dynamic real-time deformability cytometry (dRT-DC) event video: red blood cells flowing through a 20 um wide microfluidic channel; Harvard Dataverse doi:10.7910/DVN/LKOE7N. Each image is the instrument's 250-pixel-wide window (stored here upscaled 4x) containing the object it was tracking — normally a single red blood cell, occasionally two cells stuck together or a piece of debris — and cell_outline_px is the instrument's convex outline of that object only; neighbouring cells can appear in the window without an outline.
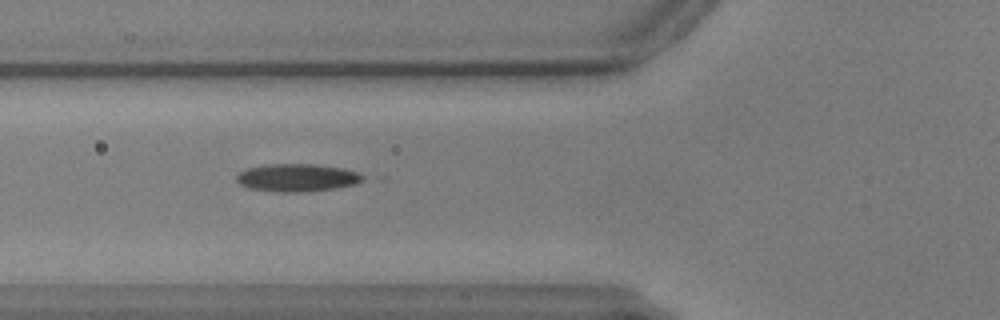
{"species": "common noctule bat (a hibernating species)", "species_latin": "Nyctalus noctula", "temperature_condition": "warm", "stored_images_in_passage": 32, "camera_frame_rate_fps": 3000, "um_per_image_px": 0.085, "animal": {"sex": "male", "body_mass_g": 17.9, "forearm_length_mm": 54.2}, "frame": {"image": 1, "passage_image": 5, "time_ms": 1.333, "image_size_px": [1000, 320], "cell_outline_px": [[368, 176], [364, 180], [356, 184], [308, 192], [280, 192], [248, 188], [240, 184], [236, 180], [236, 176], [244, 168], [264, 164], [316, 164], [344, 168], [360, 172]], "centroid_in_image_um": [25.29, 15.09], "position_along_channel_um": 100.5, "area_um2": 20.81}}
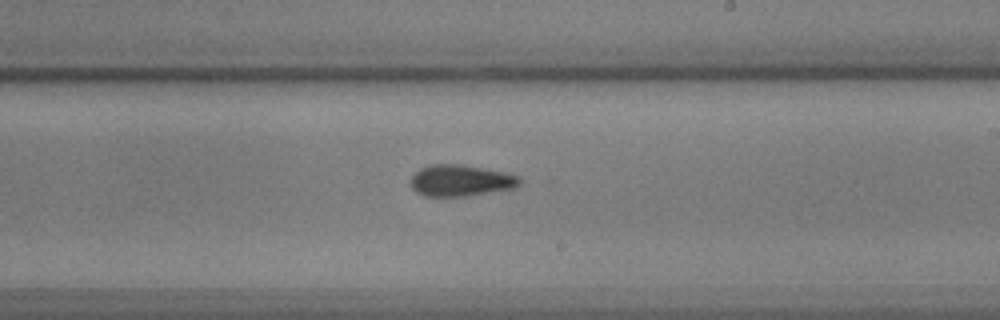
{"frame": {"image": 2, "passage_image": 18, "time_ms": 5.667, "image_size_px": [1000, 320], "cell_outline_px": [[520, 184], [516, 188], [468, 196], [424, 196], [416, 192], [412, 188], [412, 176], [420, 168], [432, 164], [460, 164], [508, 172], [520, 176]], "centroid_in_image_um": [39.21, 15.34], "position_along_channel_um": 249.8, "area_um2": 20.11}}
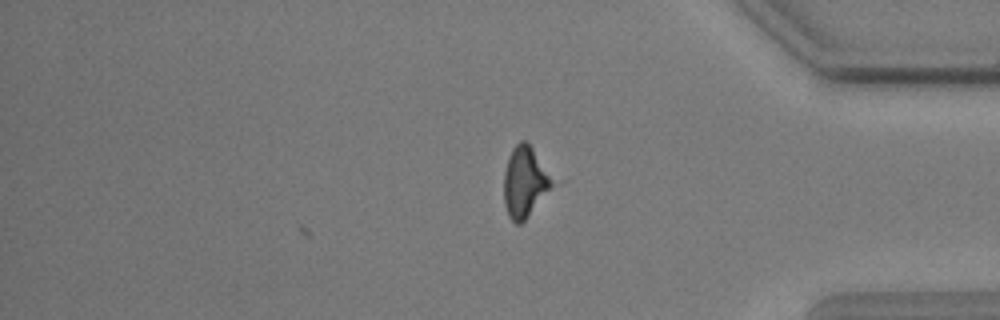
{"frame": {"image": 3, "passage_image": 32, "time_ms": 10.333, "image_size_px": [1000, 320], "cell_outline_px": [[556, 184], [524, 220], [520, 224], [516, 224], [508, 216], [504, 204], [504, 172], [508, 156], [512, 148], [520, 140], [524, 140], [532, 148], [556, 180]], "centroid_in_image_um": [44.63, 15.46], "position_along_channel_um": 390.6, "area_um2": 20.11}}